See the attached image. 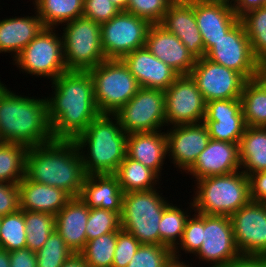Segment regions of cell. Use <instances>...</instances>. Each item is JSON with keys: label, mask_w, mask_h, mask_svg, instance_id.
Masks as SVG:
<instances>
[{"label": "cell", "mask_w": 266, "mask_h": 267, "mask_svg": "<svg viewBox=\"0 0 266 267\" xmlns=\"http://www.w3.org/2000/svg\"><path fill=\"white\" fill-rule=\"evenodd\" d=\"M240 101L246 125L266 127V93L254 80L245 82Z\"/></svg>", "instance_id": "obj_33"}, {"label": "cell", "mask_w": 266, "mask_h": 267, "mask_svg": "<svg viewBox=\"0 0 266 267\" xmlns=\"http://www.w3.org/2000/svg\"><path fill=\"white\" fill-rule=\"evenodd\" d=\"M55 32L45 27L13 59L14 65L32 76L48 77L51 82L66 72L62 36Z\"/></svg>", "instance_id": "obj_9"}, {"label": "cell", "mask_w": 266, "mask_h": 267, "mask_svg": "<svg viewBox=\"0 0 266 267\" xmlns=\"http://www.w3.org/2000/svg\"><path fill=\"white\" fill-rule=\"evenodd\" d=\"M174 0H129L126 12L159 24Z\"/></svg>", "instance_id": "obj_43"}, {"label": "cell", "mask_w": 266, "mask_h": 267, "mask_svg": "<svg viewBox=\"0 0 266 267\" xmlns=\"http://www.w3.org/2000/svg\"><path fill=\"white\" fill-rule=\"evenodd\" d=\"M52 140L46 97L17 95L0 81V142L30 148Z\"/></svg>", "instance_id": "obj_3"}, {"label": "cell", "mask_w": 266, "mask_h": 267, "mask_svg": "<svg viewBox=\"0 0 266 267\" xmlns=\"http://www.w3.org/2000/svg\"><path fill=\"white\" fill-rule=\"evenodd\" d=\"M88 218L89 207L79 197H72L55 215V230L75 254L87 243Z\"/></svg>", "instance_id": "obj_24"}, {"label": "cell", "mask_w": 266, "mask_h": 267, "mask_svg": "<svg viewBox=\"0 0 266 267\" xmlns=\"http://www.w3.org/2000/svg\"><path fill=\"white\" fill-rule=\"evenodd\" d=\"M121 228L120 215L117 212L89 208V218L86 225L87 241Z\"/></svg>", "instance_id": "obj_41"}, {"label": "cell", "mask_w": 266, "mask_h": 267, "mask_svg": "<svg viewBox=\"0 0 266 267\" xmlns=\"http://www.w3.org/2000/svg\"><path fill=\"white\" fill-rule=\"evenodd\" d=\"M25 176L30 180L79 197L86 173L78 147L73 140H52L28 148Z\"/></svg>", "instance_id": "obj_2"}, {"label": "cell", "mask_w": 266, "mask_h": 267, "mask_svg": "<svg viewBox=\"0 0 266 267\" xmlns=\"http://www.w3.org/2000/svg\"><path fill=\"white\" fill-rule=\"evenodd\" d=\"M167 267H193V266H192V264H191V266H190V264L186 265V263L183 261L181 262V260L180 261L173 260Z\"/></svg>", "instance_id": "obj_55"}, {"label": "cell", "mask_w": 266, "mask_h": 267, "mask_svg": "<svg viewBox=\"0 0 266 267\" xmlns=\"http://www.w3.org/2000/svg\"><path fill=\"white\" fill-rule=\"evenodd\" d=\"M173 260L171 248L163 245L141 244L126 267H167Z\"/></svg>", "instance_id": "obj_40"}, {"label": "cell", "mask_w": 266, "mask_h": 267, "mask_svg": "<svg viewBox=\"0 0 266 267\" xmlns=\"http://www.w3.org/2000/svg\"><path fill=\"white\" fill-rule=\"evenodd\" d=\"M195 183V197L188 204L197 213L230 217L251 200L249 177L239 170L201 178Z\"/></svg>", "instance_id": "obj_5"}, {"label": "cell", "mask_w": 266, "mask_h": 267, "mask_svg": "<svg viewBox=\"0 0 266 267\" xmlns=\"http://www.w3.org/2000/svg\"><path fill=\"white\" fill-rule=\"evenodd\" d=\"M117 231L87 241L79 252L88 267H112Z\"/></svg>", "instance_id": "obj_35"}, {"label": "cell", "mask_w": 266, "mask_h": 267, "mask_svg": "<svg viewBox=\"0 0 266 267\" xmlns=\"http://www.w3.org/2000/svg\"><path fill=\"white\" fill-rule=\"evenodd\" d=\"M234 0H222V2L233 3Z\"/></svg>", "instance_id": "obj_57"}, {"label": "cell", "mask_w": 266, "mask_h": 267, "mask_svg": "<svg viewBox=\"0 0 266 267\" xmlns=\"http://www.w3.org/2000/svg\"><path fill=\"white\" fill-rule=\"evenodd\" d=\"M230 220L241 256H266V203L250 200Z\"/></svg>", "instance_id": "obj_14"}, {"label": "cell", "mask_w": 266, "mask_h": 267, "mask_svg": "<svg viewBox=\"0 0 266 267\" xmlns=\"http://www.w3.org/2000/svg\"><path fill=\"white\" fill-rule=\"evenodd\" d=\"M36 16L12 17L0 20V53H11L13 59L44 28L41 18Z\"/></svg>", "instance_id": "obj_28"}, {"label": "cell", "mask_w": 266, "mask_h": 267, "mask_svg": "<svg viewBox=\"0 0 266 267\" xmlns=\"http://www.w3.org/2000/svg\"><path fill=\"white\" fill-rule=\"evenodd\" d=\"M157 189L124 193L121 228L141 244L160 245L159 223L169 201Z\"/></svg>", "instance_id": "obj_6"}, {"label": "cell", "mask_w": 266, "mask_h": 267, "mask_svg": "<svg viewBox=\"0 0 266 267\" xmlns=\"http://www.w3.org/2000/svg\"><path fill=\"white\" fill-rule=\"evenodd\" d=\"M26 248L37 252L55 230V216L49 213L24 210Z\"/></svg>", "instance_id": "obj_34"}, {"label": "cell", "mask_w": 266, "mask_h": 267, "mask_svg": "<svg viewBox=\"0 0 266 267\" xmlns=\"http://www.w3.org/2000/svg\"><path fill=\"white\" fill-rule=\"evenodd\" d=\"M253 54L260 62H266V6L246 12L240 17Z\"/></svg>", "instance_id": "obj_36"}, {"label": "cell", "mask_w": 266, "mask_h": 267, "mask_svg": "<svg viewBox=\"0 0 266 267\" xmlns=\"http://www.w3.org/2000/svg\"><path fill=\"white\" fill-rule=\"evenodd\" d=\"M205 102L218 99H240L247 81L240 73L202 57L196 59L189 74Z\"/></svg>", "instance_id": "obj_15"}, {"label": "cell", "mask_w": 266, "mask_h": 267, "mask_svg": "<svg viewBox=\"0 0 266 267\" xmlns=\"http://www.w3.org/2000/svg\"><path fill=\"white\" fill-rule=\"evenodd\" d=\"M62 267H88L84 259L79 254H74L69 260L65 261Z\"/></svg>", "instance_id": "obj_52"}, {"label": "cell", "mask_w": 266, "mask_h": 267, "mask_svg": "<svg viewBox=\"0 0 266 267\" xmlns=\"http://www.w3.org/2000/svg\"><path fill=\"white\" fill-rule=\"evenodd\" d=\"M126 155L161 177L162 166L168 155L166 133L160 130L128 134Z\"/></svg>", "instance_id": "obj_27"}, {"label": "cell", "mask_w": 266, "mask_h": 267, "mask_svg": "<svg viewBox=\"0 0 266 267\" xmlns=\"http://www.w3.org/2000/svg\"><path fill=\"white\" fill-rule=\"evenodd\" d=\"M0 267H10L9 252L0 247Z\"/></svg>", "instance_id": "obj_53"}, {"label": "cell", "mask_w": 266, "mask_h": 267, "mask_svg": "<svg viewBox=\"0 0 266 267\" xmlns=\"http://www.w3.org/2000/svg\"><path fill=\"white\" fill-rule=\"evenodd\" d=\"M123 191L114 174L86 175L79 198L89 208H100L121 215Z\"/></svg>", "instance_id": "obj_25"}, {"label": "cell", "mask_w": 266, "mask_h": 267, "mask_svg": "<svg viewBox=\"0 0 266 267\" xmlns=\"http://www.w3.org/2000/svg\"><path fill=\"white\" fill-rule=\"evenodd\" d=\"M223 267H266V256H240Z\"/></svg>", "instance_id": "obj_49"}, {"label": "cell", "mask_w": 266, "mask_h": 267, "mask_svg": "<svg viewBox=\"0 0 266 267\" xmlns=\"http://www.w3.org/2000/svg\"><path fill=\"white\" fill-rule=\"evenodd\" d=\"M28 147L0 142V182L19 184L25 176Z\"/></svg>", "instance_id": "obj_32"}, {"label": "cell", "mask_w": 266, "mask_h": 267, "mask_svg": "<svg viewBox=\"0 0 266 267\" xmlns=\"http://www.w3.org/2000/svg\"><path fill=\"white\" fill-rule=\"evenodd\" d=\"M194 214L195 215H193V217L190 216L191 218H188L182 238L177 246L173 249L174 260L180 261L179 256L182 255H180L179 252L181 250L186 253H192L195 255L202 246L203 214L197 212H195ZM178 248L181 249L179 250Z\"/></svg>", "instance_id": "obj_42"}, {"label": "cell", "mask_w": 266, "mask_h": 267, "mask_svg": "<svg viewBox=\"0 0 266 267\" xmlns=\"http://www.w3.org/2000/svg\"><path fill=\"white\" fill-rule=\"evenodd\" d=\"M164 92L166 126L204 121L206 102L190 75H179Z\"/></svg>", "instance_id": "obj_13"}, {"label": "cell", "mask_w": 266, "mask_h": 267, "mask_svg": "<svg viewBox=\"0 0 266 267\" xmlns=\"http://www.w3.org/2000/svg\"><path fill=\"white\" fill-rule=\"evenodd\" d=\"M253 80L264 90L266 93V62H259L257 71Z\"/></svg>", "instance_id": "obj_51"}, {"label": "cell", "mask_w": 266, "mask_h": 267, "mask_svg": "<svg viewBox=\"0 0 266 267\" xmlns=\"http://www.w3.org/2000/svg\"><path fill=\"white\" fill-rule=\"evenodd\" d=\"M127 136L114 114H99L73 140L86 175L114 174L126 157Z\"/></svg>", "instance_id": "obj_4"}, {"label": "cell", "mask_w": 266, "mask_h": 267, "mask_svg": "<svg viewBox=\"0 0 266 267\" xmlns=\"http://www.w3.org/2000/svg\"><path fill=\"white\" fill-rule=\"evenodd\" d=\"M122 60L140 87L165 91L179 76L174 69L159 60L146 47L136 49Z\"/></svg>", "instance_id": "obj_23"}, {"label": "cell", "mask_w": 266, "mask_h": 267, "mask_svg": "<svg viewBox=\"0 0 266 267\" xmlns=\"http://www.w3.org/2000/svg\"><path fill=\"white\" fill-rule=\"evenodd\" d=\"M249 181L251 200L266 203V171L251 174Z\"/></svg>", "instance_id": "obj_47"}, {"label": "cell", "mask_w": 266, "mask_h": 267, "mask_svg": "<svg viewBox=\"0 0 266 267\" xmlns=\"http://www.w3.org/2000/svg\"><path fill=\"white\" fill-rule=\"evenodd\" d=\"M202 240V246L195 255L212 265L208 267H223L241 256L235 245L229 216L203 214Z\"/></svg>", "instance_id": "obj_16"}, {"label": "cell", "mask_w": 266, "mask_h": 267, "mask_svg": "<svg viewBox=\"0 0 266 267\" xmlns=\"http://www.w3.org/2000/svg\"><path fill=\"white\" fill-rule=\"evenodd\" d=\"M20 209L56 215L72 198L64 190L36 183L26 176L19 182Z\"/></svg>", "instance_id": "obj_26"}, {"label": "cell", "mask_w": 266, "mask_h": 267, "mask_svg": "<svg viewBox=\"0 0 266 267\" xmlns=\"http://www.w3.org/2000/svg\"><path fill=\"white\" fill-rule=\"evenodd\" d=\"M141 243L122 228L117 231V242L112 267H126Z\"/></svg>", "instance_id": "obj_44"}, {"label": "cell", "mask_w": 266, "mask_h": 267, "mask_svg": "<svg viewBox=\"0 0 266 267\" xmlns=\"http://www.w3.org/2000/svg\"><path fill=\"white\" fill-rule=\"evenodd\" d=\"M266 6V0H234L232 7L234 13L240 18L246 12Z\"/></svg>", "instance_id": "obj_50"}, {"label": "cell", "mask_w": 266, "mask_h": 267, "mask_svg": "<svg viewBox=\"0 0 266 267\" xmlns=\"http://www.w3.org/2000/svg\"><path fill=\"white\" fill-rule=\"evenodd\" d=\"M188 214V211L184 212V209H180L172 203L164 209L159 223L160 245L167 246L172 250L177 246L182 238L186 222L191 216Z\"/></svg>", "instance_id": "obj_37"}, {"label": "cell", "mask_w": 266, "mask_h": 267, "mask_svg": "<svg viewBox=\"0 0 266 267\" xmlns=\"http://www.w3.org/2000/svg\"><path fill=\"white\" fill-rule=\"evenodd\" d=\"M172 128V129H171ZM167 130V156L183 172H187L200 153L206 148L210 136L207 126L202 123L171 126ZM171 155V156H170Z\"/></svg>", "instance_id": "obj_18"}, {"label": "cell", "mask_w": 266, "mask_h": 267, "mask_svg": "<svg viewBox=\"0 0 266 267\" xmlns=\"http://www.w3.org/2000/svg\"><path fill=\"white\" fill-rule=\"evenodd\" d=\"M194 15L204 42V56L240 20L227 2L194 3Z\"/></svg>", "instance_id": "obj_22"}, {"label": "cell", "mask_w": 266, "mask_h": 267, "mask_svg": "<svg viewBox=\"0 0 266 267\" xmlns=\"http://www.w3.org/2000/svg\"><path fill=\"white\" fill-rule=\"evenodd\" d=\"M241 170L238 143L210 139L194 165L186 172L197 181L209 176L227 175Z\"/></svg>", "instance_id": "obj_21"}, {"label": "cell", "mask_w": 266, "mask_h": 267, "mask_svg": "<svg viewBox=\"0 0 266 267\" xmlns=\"http://www.w3.org/2000/svg\"><path fill=\"white\" fill-rule=\"evenodd\" d=\"M121 11H125L129 4V0H111Z\"/></svg>", "instance_id": "obj_54"}, {"label": "cell", "mask_w": 266, "mask_h": 267, "mask_svg": "<svg viewBox=\"0 0 266 267\" xmlns=\"http://www.w3.org/2000/svg\"><path fill=\"white\" fill-rule=\"evenodd\" d=\"M114 115L126 134L160 131L166 126L165 92L140 87Z\"/></svg>", "instance_id": "obj_10"}, {"label": "cell", "mask_w": 266, "mask_h": 267, "mask_svg": "<svg viewBox=\"0 0 266 267\" xmlns=\"http://www.w3.org/2000/svg\"><path fill=\"white\" fill-rule=\"evenodd\" d=\"M20 209L18 184L0 182V217Z\"/></svg>", "instance_id": "obj_46"}, {"label": "cell", "mask_w": 266, "mask_h": 267, "mask_svg": "<svg viewBox=\"0 0 266 267\" xmlns=\"http://www.w3.org/2000/svg\"><path fill=\"white\" fill-rule=\"evenodd\" d=\"M73 252L65 243L59 233L54 230L43 247L38 250L36 255L37 267H62L65 261L69 260Z\"/></svg>", "instance_id": "obj_39"}, {"label": "cell", "mask_w": 266, "mask_h": 267, "mask_svg": "<svg viewBox=\"0 0 266 267\" xmlns=\"http://www.w3.org/2000/svg\"><path fill=\"white\" fill-rule=\"evenodd\" d=\"M238 150L241 171L248 177L266 171V127L247 126L238 143Z\"/></svg>", "instance_id": "obj_29"}, {"label": "cell", "mask_w": 266, "mask_h": 267, "mask_svg": "<svg viewBox=\"0 0 266 267\" xmlns=\"http://www.w3.org/2000/svg\"><path fill=\"white\" fill-rule=\"evenodd\" d=\"M10 267H37L35 252L29 248L9 252Z\"/></svg>", "instance_id": "obj_48"}, {"label": "cell", "mask_w": 266, "mask_h": 267, "mask_svg": "<svg viewBox=\"0 0 266 267\" xmlns=\"http://www.w3.org/2000/svg\"><path fill=\"white\" fill-rule=\"evenodd\" d=\"M194 3H206V2H222V0H185Z\"/></svg>", "instance_id": "obj_56"}, {"label": "cell", "mask_w": 266, "mask_h": 267, "mask_svg": "<svg viewBox=\"0 0 266 267\" xmlns=\"http://www.w3.org/2000/svg\"><path fill=\"white\" fill-rule=\"evenodd\" d=\"M94 89V101L100 114H115L140 88L121 59H106L88 70Z\"/></svg>", "instance_id": "obj_7"}, {"label": "cell", "mask_w": 266, "mask_h": 267, "mask_svg": "<svg viewBox=\"0 0 266 267\" xmlns=\"http://www.w3.org/2000/svg\"><path fill=\"white\" fill-rule=\"evenodd\" d=\"M64 25L61 36L67 70L88 71L106 60L100 23L82 16Z\"/></svg>", "instance_id": "obj_8"}, {"label": "cell", "mask_w": 266, "mask_h": 267, "mask_svg": "<svg viewBox=\"0 0 266 267\" xmlns=\"http://www.w3.org/2000/svg\"><path fill=\"white\" fill-rule=\"evenodd\" d=\"M159 25L175 34L196 59L204 57V42L194 15V2L174 0Z\"/></svg>", "instance_id": "obj_19"}, {"label": "cell", "mask_w": 266, "mask_h": 267, "mask_svg": "<svg viewBox=\"0 0 266 267\" xmlns=\"http://www.w3.org/2000/svg\"><path fill=\"white\" fill-rule=\"evenodd\" d=\"M120 11L111 0H84L83 3V17L100 24L109 21Z\"/></svg>", "instance_id": "obj_45"}, {"label": "cell", "mask_w": 266, "mask_h": 267, "mask_svg": "<svg viewBox=\"0 0 266 267\" xmlns=\"http://www.w3.org/2000/svg\"><path fill=\"white\" fill-rule=\"evenodd\" d=\"M0 247L8 252L26 248L24 210L1 217Z\"/></svg>", "instance_id": "obj_38"}, {"label": "cell", "mask_w": 266, "mask_h": 267, "mask_svg": "<svg viewBox=\"0 0 266 267\" xmlns=\"http://www.w3.org/2000/svg\"><path fill=\"white\" fill-rule=\"evenodd\" d=\"M145 47L179 75H189L196 62L181 40L159 24L150 26Z\"/></svg>", "instance_id": "obj_20"}, {"label": "cell", "mask_w": 266, "mask_h": 267, "mask_svg": "<svg viewBox=\"0 0 266 267\" xmlns=\"http://www.w3.org/2000/svg\"><path fill=\"white\" fill-rule=\"evenodd\" d=\"M114 175L117 177L123 193L155 189L160 180L155 171L129 158L127 155Z\"/></svg>", "instance_id": "obj_30"}, {"label": "cell", "mask_w": 266, "mask_h": 267, "mask_svg": "<svg viewBox=\"0 0 266 267\" xmlns=\"http://www.w3.org/2000/svg\"><path fill=\"white\" fill-rule=\"evenodd\" d=\"M205 58L240 73L246 80H253L259 60L253 54L243 23L239 20L205 54Z\"/></svg>", "instance_id": "obj_12"}, {"label": "cell", "mask_w": 266, "mask_h": 267, "mask_svg": "<svg viewBox=\"0 0 266 267\" xmlns=\"http://www.w3.org/2000/svg\"><path fill=\"white\" fill-rule=\"evenodd\" d=\"M32 2L46 28L56 29L60 24L83 16L84 0H34Z\"/></svg>", "instance_id": "obj_31"}, {"label": "cell", "mask_w": 266, "mask_h": 267, "mask_svg": "<svg viewBox=\"0 0 266 267\" xmlns=\"http://www.w3.org/2000/svg\"><path fill=\"white\" fill-rule=\"evenodd\" d=\"M152 24L129 12L120 11L101 23V44L106 59H123L136 49L145 47Z\"/></svg>", "instance_id": "obj_11"}, {"label": "cell", "mask_w": 266, "mask_h": 267, "mask_svg": "<svg viewBox=\"0 0 266 267\" xmlns=\"http://www.w3.org/2000/svg\"><path fill=\"white\" fill-rule=\"evenodd\" d=\"M47 97L54 140H74L100 114L89 71L67 70L52 81Z\"/></svg>", "instance_id": "obj_1"}, {"label": "cell", "mask_w": 266, "mask_h": 267, "mask_svg": "<svg viewBox=\"0 0 266 267\" xmlns=\"http://www.w3.org/2000/svg\"><path fill=\"white\" fill-rule=\"evenodd\" d=\"M203 123L210 139L239 143L247 127L240 99H218L206 103Z\"/></svg>", "instance_id": "obj_17"}]
</instances>
